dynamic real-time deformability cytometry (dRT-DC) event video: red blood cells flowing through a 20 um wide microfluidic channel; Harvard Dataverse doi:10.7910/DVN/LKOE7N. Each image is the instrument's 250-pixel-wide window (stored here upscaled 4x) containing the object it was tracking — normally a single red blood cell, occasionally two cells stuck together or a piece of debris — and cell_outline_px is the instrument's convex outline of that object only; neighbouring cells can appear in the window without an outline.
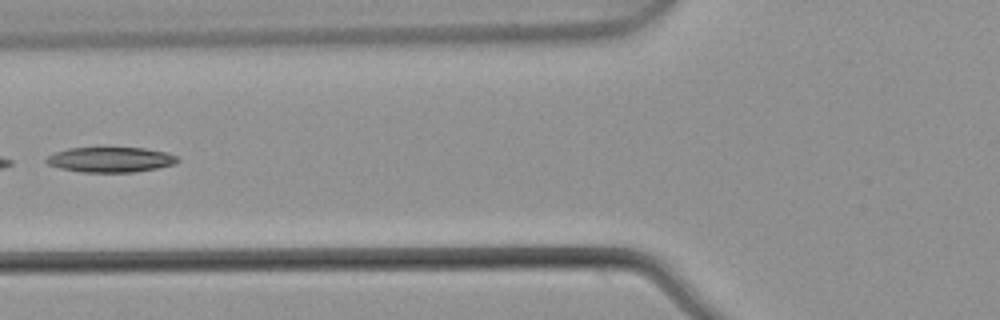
{"species": "common noctule bat (a hibernating species)", "species_latin": "Nyctalus noctula", "temperature_condition": "warm", "stored_images_in_passage": 3, "camera_frame_rate_fps": 3000, "um_per_image_px": 0.085, "animal": {"sex": "male", "body_mass_g": 21.5, "forearm_length_mm": 52.0}, "frame": {"image": 1, "passage_image": 2, "time_ms": 0.333, "image_size_px": [1000, 320], "cell_outline_px": [[180, 160], [176, 164], [136, 172], [84, 172], [60, 168], [48, 164], [44, 160], [48, 156], [56, 152], [68, 148], [144, 148], [168, 152], [176, 156]], "centroid_in_image_um": [9.43, 13.57], "position_along_channel_um": 116.4, "area_um2": 19.19}}
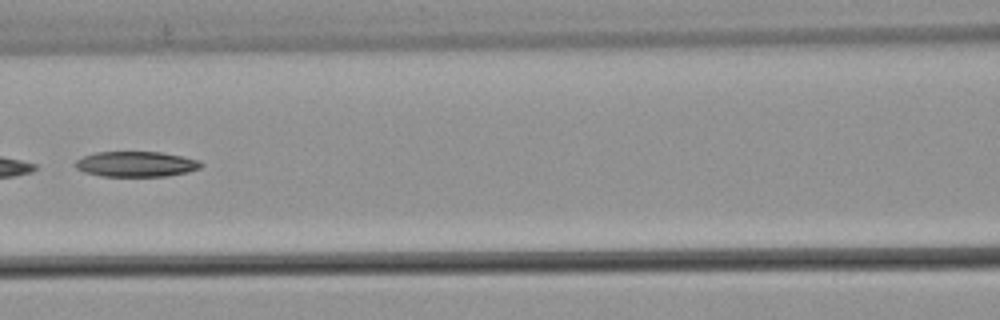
{"frame": {"image": 2, "passage_image": 3, "time_ms": 0.667, "image_size_px": [1000, 320], "cell_outline_px": [[204, 164], [200, 168], [188, 172], [168, 176], [100, 176], [84, 172], [76, 168], [72, 164], [76, 160], [84, 156], [96, 152], [160, 152], [180, 156], [196, 160]], "centroid_in_image_um": [11.53, 13.95], "position_along_channel_um": 155.1, "area_um2": 18.55}}